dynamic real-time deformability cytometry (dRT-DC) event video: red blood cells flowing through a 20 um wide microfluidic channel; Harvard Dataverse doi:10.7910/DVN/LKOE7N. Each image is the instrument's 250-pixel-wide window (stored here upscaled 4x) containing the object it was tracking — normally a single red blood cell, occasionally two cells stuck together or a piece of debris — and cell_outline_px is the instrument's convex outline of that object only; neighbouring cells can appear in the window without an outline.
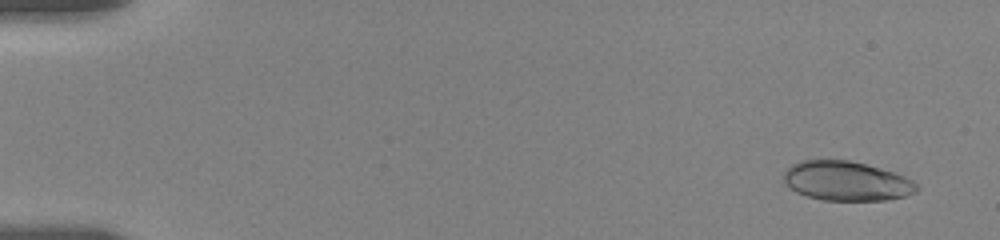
{"species": "human", "species_latin": "Homo sapiens", "temperature_condition": "room temperature", "stored_images_in_passage": 17, "camera_frame_rate_fps": 3000, "um_per_image_px": 0.085, "donor": {"sex": "female"}, "frame": {"image": 1, "passage_image": 3, "time_ms": 1.0, "image_size_px": [1000, 240], "cell_outline_px": [[920, 188], [916, 192], [904, 196], [888, 200], [824, 200], [808, 196], [796, 192], [784, 180], [784, 172], [792, 164], [800, 160], [848, 160], [880, 168], [904, 176], [912, 180]], "centroid_in_image_um": [71.97, 15.39], "position_along_channel_um": 13.0, "area_um2": 30.29}}
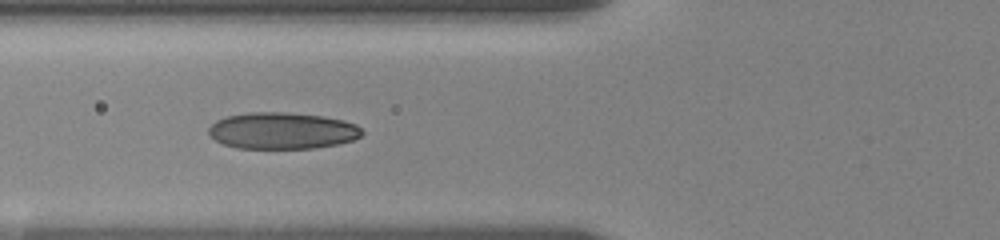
{"frame": {"image": 2, "passage_image": 15, "time_ms": 7.333, "image_size_px": [1000, 240], "cell_outline_px": [[364, 132], [360, 136], [352, 140], [336, 144], [316, 148], [236, 148], [224, 144], [216, 140], [208, 132], [208, 128], [216, 120], [228, 116], [248, 112], [284, 112], [324, 116], [344, 120], [356, 124]], "centroid_in_image_um": [23.99, 11.1], "position_along_channel_um": 101.8, "area_um2": 32.66}}
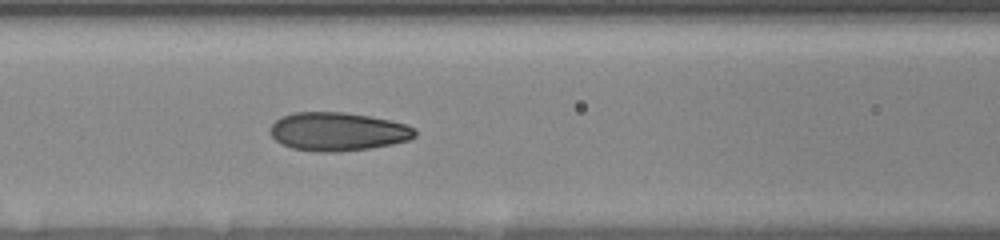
{"frame": {"image": 3, "passage_image": 17, "time_ms": 8.333, "image_size_px": [1000, 240], "cell_outline_px": [[416, 136], [408, 140], [392, 144], [368, 148], [336, 152], [316, 152], [292, 148], [280, 144], [268, 132], [268, 128], [280, 116], [292, 112], [344, 112], [392, 120], [416, 128]], "centroid_in_image_um": [28.67, 11.18], "position_along_channel_um": 137.9, "area_um2": 32.71}}